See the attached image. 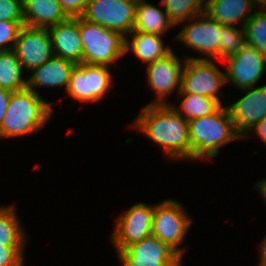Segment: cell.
<instances>
[{
    "instance_id": "11",
    "label": "cell",
    "mask_w": 266,
    "mask_h": 266,
    "mask_svg": "<svg viewBox=\"0 0 266 266\" xmlns=\"http://www.w3.org/2000/svg\"><path fill=\"white\" fill-rule=\"evenodd\" d=\"M137 0H89L81 17L124 37L133 31Z\"/></svg>"
},
{
    "instance_id": "22",
    "label": "cell",
    "mask_w": 266,
    "mask_h": 266,
    "mask_svg": "<svg viewBox=\"0 0 266 266\" xmlns=\"http://www.w3.org/2000/svg\"><path fill=\"white\" fill-rule=\"evenodd\" d=\"M177 95L181 97L179 105L176 106L174 103H170V105L187 121L210 115L221 106L216 99L206 95L190 93H178Z\"/></svg>"
},
{
    "instance_id": "18",
    "label": "cell",
    "mask_w": 266,
    "mask_h": 266,
    "mask_svg": "<svg viewBox=\"0 0 266 266\" xmlns=\"http://www.w3.org/2000/svg\"><path fill=\"white\" fill-rule=\"evenodd\" d=\"M258 8L252 0H206V13L223 25L244 28Z\"/></svg>"
},
{
    "instance_id": "2",
    "label": "cell",
    "mask_w": 266,
    "mask_h": 266,
    "mask_svg": "<svg viewBox=\"0 0 266 266\" xmlns=\"http://www.w3.org/2000/svg\"><path fill=\"white\" fill-rule=\"evenodd\" d=\"M52 104L27 87L12 92L0 127V139L37 134L51 120Z\"/></svg>"
},
{
    "instance_id": "14",
    "label": "cell",
    "mask_w": 266,
    "mask_h": 266,
    "mask_svg": "<svg viewBox=\"0 0 266 266\" xmlns=\"http://www.w3.org/2000/svg\"><path fill=\"white\" fill-rule=\"evenodd\" d=\"M13 50L26 73L42 66L54 56L48 29L28 25L20 29Z\"/></svg>"
},
{
    "instance_id": "32",
    "label": "cell",
    "mask_w": 266,
    "mask_h": 266,
    "mask_svg": "<svg viewBox=\"0 0 266 266\" xmlns=\"http://www.w3.org/2000/svg\"><path fill=\"white\" fill-rule=\"evenodd\" d=\"M253 135L254 137L260 138L261 141L266 145V117L254 125L247 133H245L242 138L245 139L247 137H253Z\"/></svg>"
},
{
    "instance_id": "23",
    "label": "cell",
    "mask_w": 266,
    "mask_h": 266,
    "mask_svg": "<svg viewBox=\"0 0 266 266\" xmlns=\"http://www.w3.org/2000/svg\"><path fill=\"white\" fill-rule=\"evenodd\" d=\"M16 204L0 206V244L27 245L30 236L25 232L16 212Z\"/></svg>"
},
{
    "instance_id": "36",
    "label": "cell",
    "mask_w": 266,
    "mask_h": 266,
    "mask_svg": "<svg viewBox=\"0 0 266 266\" xmlns=\"http://www.w3.org/2000/svg\"><path fill=\"white\" fill-rule=\"evenodd\" d=\"M258 9L266 8V0H252Z\"/></svg>"
},
{
    "instance_id": "27",
    "label": "cell",
    "mask_w": 266,
    "mask_h": 266,
    "mask_svg": "<svg viewBox=\"0 0 266 266\" xmlns=\"http://www.w3.org/2000/svg\"><path fill=\"white\" fill-rule=\"evenodd\" d=\"M220 38V60L237 54L246 44V34L244 28L221 24Z\"/></svg>"
},
{
    "instance_id": "26",
    "label": "cell",
    "mask_w": 266,
    "mask_h": 266,
    "mask_svg": "<svg viewBox=\"0 0 266 266\" xmlns=\"http://www.w3.org/2000/svg\"><path fill=\"white\" fill-rule=\"evenodd\" d=\"M246 44L266 55V8L257 9L244 26Z\"/></svg>"
},
{
    "instance_id": "29",
    "label": "cell",
    "mask_w": 266,
    "mask_h": 266,
    "mask_svg": "<svg viewBox=\"0 0 266 266\" xmlns=\"http://www.w3.org/2000/svg\"><path fill=\"white\" fill-rule=\"evenodd\" d=\"M26 245L0 244V266H24Z\"/></svg>"
},
{
    "instance_id": "28",
    "label": "cell",
    "mask_w": 266,
    "mask_h": 266,
    "mask_svg": "<svg viewBox=\"0 0 266 266\" xmlns=\"http://www.w3.org/2000/svg\"><path fill=\"white\" fill-rule=\"evenodd\" d=\"M24 22L0 21V51L12 50Z\"/></svg>"
},
{
    "instance_id": "17",
    "label": "cell",
    "mask_w": 266,
    "mask_h": 266,
    "mask_svg": "<svg viewBox=\"0 0 266 266\" xmlns=\"http://www.w3.org/2000/svg\"><path fill=\"white\" fill-rule=\"evenodd\" d=\"M76 63L58 56L51 57L42 66L33 69L27 76V88L40 94L37 88H61L66 91Z\"/></svg>"
},
{
    "instance_id": "31",
    "label": "cell",
    "mask_w": 266,
    "mask_h": 266,
    "mask_svg": "<svg viewBox=\"0 0 266 266\" xmlns=\"http://www.w3.org/2000/svg\"><path fill=\"white\" fill-rule=\"evenodd\" d=\"M62 9L69 17H80L89 2V0H58Z\"/></svg>"
},
{
    "instance_id": "19",
    "label": "cell",
    "mask_w": 266,
    "mask_h": 266,
    "mask_svg": "<svg viewBox=\"0 0 266 266\" xmlns=\"http://www.w3.org/2000/svg\"><path fill=\"white\" fill-rule=\"evenodd\" d=\"M163 37L133 30L125 37V55L132 52L145 65L161 59L173 50L170 45L165 44Z\"/></svg>"
},
{
    "instance_id": "3",
    "label": "cell",
    "mask_w": 266,
    "mask_h": 266,
    "mask_svg": "<svg viewBox=\"0 0 266 266\" xmlns=\"http://www.w3.org/2000/svg\"><path fill=\"white\" fill-rule=\"evenodd\" d=\"M189 122L191 161L214 159L221 147L243 139L236 131L226 105H221L214 113Z\"/></svg>"
},
{
    "instance_id": "25",
    "label": "cell",
    "mask_w": 266,
    "mask_h": 266,
    "mask_svg": "<svg viewBox=\"0 0 266 266\" xmlns=\"http://www.w3.org/2000/svg\"><path fill=\"white\" fill-rule=\"evenodd\" d=\"M174 25H178L206 11V0H160Z\"/></svg>"
},
{
    "instance_id": "20",
    "label": "cell",
    "mask_w": 266,
    "mask_h": 266,
    "mask_svg": "<svg viewBox=\"0 0 266 266\" xmlns=\"http://www.w3.org/2000/svg\"><path fill=\"white\" fill-rule=\"evenodd\" d=\"M23 16L25 25L39 28H49L69 18L58 0H24Z\"/></svg>"
},
{
    "instance_id": "34",
    "label": "cell",
    "mask_w": 266,
    "mask_h": 266,
    "mask_svg": "<svg viewBox=\"0 0 266 266\" xmlns=\"http://www.w3.org/2000/svg\"><path fill=\"white\" fill-rule=\"evenodd\" d=\"M263 241L260 242V245L258 247L259 249V256H258V260H259V264L258 266H266V236L264 237V239H262Z\"/></svg>"
},
{
    "instance_id": "1",
    "label": "cell",
    "mask_w": 266,
    "mask_h": 266,
    "mask_svg": "<svg viewBox=\"0 0 266 266\" xmlns=\"http://www.w3.org/2000/svg\"><path fill=\"white\" fill-rule=\"evenodd\" d=\"M132 126L162 148L165 159L191 161L189 122L171 105L146 104Z\"/></svg>"
},
{
    "instance_id": "13",
    "label": "cell",
    "mask_w": 266,
    "mask_h": 266,
    "mask_svg": "<svg viewBox=\"0 0 266 266\" xmlns=\"http://www.w3.org/2000/svg\"><path fill=\"white\" fill-rule=\"evenodd\" d=\"M222 62L226 65V84L238 90L257 86L266 72V55L249 45Z\"/></svg>"
},
{
    "instance_id": "21",
    "label": "cell",
    "mask_w": 266,
    "mask_h": 266,
    "mask_svg": "<svg viewBox=\"0 0 266 266\" xmlns=\"http://www.w3.org/2000/svg\"><path fill=\"white\" fill-rule=\"evenodd\" d=\"M158 4L162 9L149 3V1L147 2V0H137L134 31L164 36L170 28L176 27L170 20L160 1Z\"/></svg>"
},
{
    "instance_id": "30",
    "label": "cell",
    "mask_w": 266,
    "mask_h": 266,
    "mask_svg": "<svg viewBox=\"0 0 266 266\" xmlns=\"http://www.w3.org/2000/svg\"><path fill=\"white\" fill-rule=\"evenodd\" d=\"M0 21L24 22L23 2L0 0Z\"/></svg>"
},
{
    "instance_id": "9",
    "label": "cell",
    "mask_w": 266,
    "mask_h": 266,
    "mask_svg": "<svg viewBox=\"0 0 266 266\" xmlns=\"http://www.w3.org/2000/svg\"><path fill=\"white\" fill-rule=\"evenodd\" d=\"M154 207V204L140 201L114 219V230L109 239L117 254L131 244L152 235Z\"/></svg>"
},
{
    "instance_id": "4",
    "label": "cell",
    "mask_w": 266,
    "mask_h": 266,
    "mask_svg": "<svg viewBox=\"0 0 266 266\" xmlns=\"http://www.w3.org/2000/svg\"><path fill=\"white\" fill-rule=\"evenodd\" d=\"M79 32L83 46V62L112 66L125 56V37L117 31L79 17Z\"/></svg>"
},
{
    "instance_id": "5",
    "label": "cell",
    "mask_w": 266,
    "mask_h": 266,
    "mask_svg": "<svg viewBox=\"0 0 266 266\" xmlns=\"http://www.w3.org/2000/svg\"><path fill=\"white\" fill-rule=\"evenodd\" d=\"M184 204L175 199H166L155 204L152 220V236L168 244L182 258L187 251L185 236L193 219L185 211ZM184 247H180L181 244Z\"/></svg>"
},
{
    "instance_id": "24",
    "label": "cell",
    "mask_w": 266,
    "mask_h": 266,
    "mask_svg": "<svg viewBox=\"0 0 266 266\" xmlns=\"http://www.w3.org/2000/svg\"><path fill=\"white\" fill-rule=\"evenodd\" d=\"M15 51H0V87L15 92L27 87V76Z\"/></svg>"
},
{
    "instance_id": "7",
    "label": "cell",
    "mask_w": 266,
    "mask_h": 266,
    "mask_svg": "<svg viewBox=\"0 0 266 266\" xmlns=\"http://www.w3.org/2000/svg\"><path fill=\"white\" fill-rule=\"evenodd\" d=\"M111 68L107 65L76 64L72 70L65 97L80 103H95L102 100L110 92L113 85Z\"/></svg>"
},
{
    "instance_id": "15",
    "label": "cell",
    "mask_w": 266,
    "mask_h": 266,
    "mask_svg": "<svg viewBox=\"0 0 266 266\" xmlns=\"http://www.w3.org/2000/svg\"><path fill=\"white\" fill-rule=\"evenodd\" d=\"M239 91L244 95L226 107L236 131L243 137L266 117V84Z\"/></svg>"
},
{
    "instance_id": "10",
    "label": "cell",
    "mask_w": 266,
    "mask_h": 266,
    "mask_svg": "<svg viewBox=\"0 0 266 266\" xmlns=\"http://www.w3.org/2000/svg\"><path fill=\"white\" fill-rule=\"evenodd\" d=\"M179 57L172 50L165 57L145 66L147 86L155 95V99L148 105H170L167 97L173 92L178 94L180 91L183 67L187 58Z\"/></svg>"
},
{
    "instance_id": "12",
    "label": "cell",
    "mask_w": 266,
    "mask_h": 266,
    "mask_svg": "<svg viewBox=\"0 0 266 266\" xmlns=\"http://www.w3.org/2000/svg\"><path fill=\"white\" fill-rule=\"evenodd\" d=\"M120 266H182V257L155 236L133 243L117 254Z\"/></svg>"
},
{
    "instance_id": "8",
    "label": "cell",
    "mask_w": 266,
    "mask_h": 266,
    "mask_svg": "<svg viewBox=\"0 0 266 266\" xmlns=\"http://www.w3.org/2000/svg\"><path fill=\"white\" fill-rule=\"evenodd\" d=\"M217 65L213 60L187 59L183 67L181 88L178 93L206 95L224 105L221 88L227 85L226 76Z\"/></svg>"
},
{
    "instance_id": "35",
    "label": "cell",
    "mask_w": 266,
    "mask_h": 266,
    "mask_svg": "<svg viewBox=\"0 0 266 266\" xmlns=\"http://www.w3.org/2000/svg\"><path fill=\"white\" fill-rule=\"evenodd\" d=\"M254 185V187L259 192L258 194H260V196L263 198L262 201H264V204L266 206V179L264 178L262 180H259Z\"/></svg>"
},
{
    "instance_id": "16",
    "label": "cell",
    "mask_w": 266,
    "mask_h": 266,
    "mask_svg": "<svg viewBox=\"0 0 266 266\" xmlns=\"http://www.w3.org/2000/svg\"><path fill=\"white\" fill-rule=\"evenodd\" d=\"M47 29L55 56L68 59L76 64L83 62L79 17H69L66 21Z\"/></svg>"
},
{
    "instance_id": "33",
    "label": "cell",
    "mask_w": 266,
    "mask_h": 266,
    "mask_svg": "<svg viewBox=\"0 0 266 266\" xmlns=\"http://www.w3.org/2000/svg\"><path fill=\"white\" fill-rule=\"evenodd\" d=\"M12 91L0 87V127L5 117Z\"/></svg>"
},
{
    "instance_id": "6",
    "label": "cell",
    "mask_w": 266,
    "mask_h": 266,
    "mask_svg": "<svg viewBox=\"0 0 266 266\" xmlns=\"http://www.w3.org/2000/svg\"><path fill=\"white\" fill-rule=\"evenodd\" d=\"M187 23V24H186ZM185 24L174 37L177 42L183 44L189 50L202 56H185L187 59H220L221 24L212 19L206 12L178 24Z\"/></svg>"
}]
</instances>
